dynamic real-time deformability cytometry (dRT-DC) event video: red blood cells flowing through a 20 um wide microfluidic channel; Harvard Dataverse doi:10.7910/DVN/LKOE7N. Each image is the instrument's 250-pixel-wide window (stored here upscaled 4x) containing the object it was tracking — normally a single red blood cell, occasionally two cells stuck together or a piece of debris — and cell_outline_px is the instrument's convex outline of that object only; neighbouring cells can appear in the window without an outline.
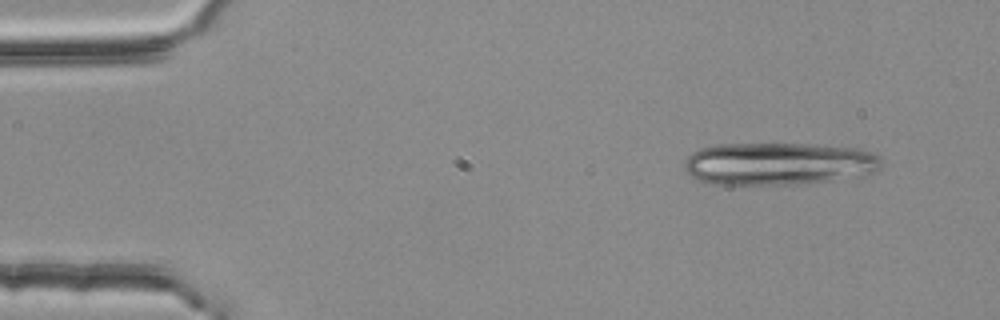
{"species": "common noctule bat (a hibernating species)", "species_latin": "Nyctalus noctula", "temperature_condition": "room temperature", "stored_images_in_passage": 4, "segment_of_instrument_passage": [2, 2], "camera_frame_rate_fps": 3000, "um_per_image_px": 0.085, "animal": {"sex": "female", "body_mass_g": 25.1}, "frame": {"image": 1, "passage_image": 4, "time_ms": 1.0, "image_size_px": [1000, 320], "cell_outline_px": [[884, 164], [876, 172], [868, 176], [804, 184], [708, 184], [696, 180], [684, 168], [684, 160], [692, 152], [700, 148], [712, 144], [812, 144], [856, 148], [872, 152], [880, 156], [884, 160]], "centroid_in_image_um": [66.24, 13.92], "position_along_channel_um": 18.8, "area_um2": 49.88}}